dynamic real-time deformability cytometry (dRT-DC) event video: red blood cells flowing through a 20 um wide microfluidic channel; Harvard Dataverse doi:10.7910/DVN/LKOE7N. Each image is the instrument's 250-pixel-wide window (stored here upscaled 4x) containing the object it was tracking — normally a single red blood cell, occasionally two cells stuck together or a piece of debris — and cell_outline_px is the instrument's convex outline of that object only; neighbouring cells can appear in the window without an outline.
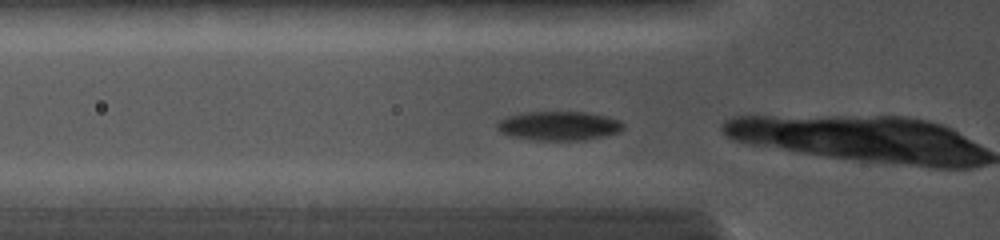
{"species": "common noctule bat (a hibernating species)", "species_latin": "Nyctalus noctula", "temperature_condition": "cold", "stored_images_in_passage": 9, "camera_frame_rate_fps": 5000, "um_per_image_px": 0.085, "animal": {"sex": "female", "body_mass_g": 19.0, "forearm_length_mm": 56.7}, "frame": {"image": 1, "passage_image": 2, "time_ms": 0.4, "image_size_px": [1000, 240], "cell_outline_px": [[624, 128], [620, 132], [604, 136], [584, 140], [536, 140], [508, 136], [500, 132], [496, 128], [496, 124], [500, 120], [508, 116], [520, 112], [584, 112], [604, 116], [620, 120], [624, 124]], "centroid_in_image_um": [47.48, 10.7], "position_along_channel_um": 78.3, "area_um2": 21.5}}
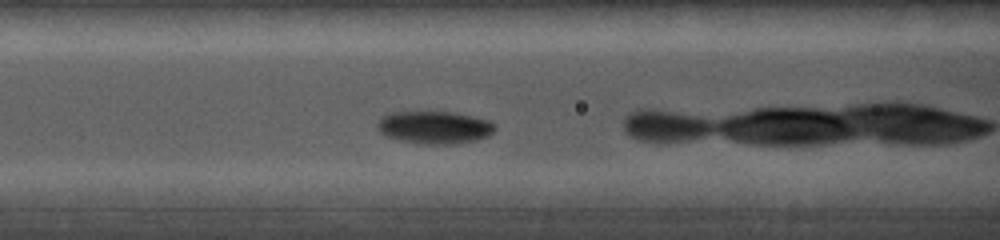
{"frame": {"image": 2, "passage_image": 4, "time_ms": 1.6, "image_size_px": [1000, 240], "cell_outline_px": [[496, 128], [488, 136], [476, 140], [452, 144], [424, 144], [400, 140], [384, 136], [380, 132], [376, 124], [380, 116], [388, 112], [428, 108], [452, 112], [492, 120], [496, 124]], "centroid_in_image_um": [36.88, 10.76], "position_along_channel_um": 129.7, "area_um2": 23.52}}